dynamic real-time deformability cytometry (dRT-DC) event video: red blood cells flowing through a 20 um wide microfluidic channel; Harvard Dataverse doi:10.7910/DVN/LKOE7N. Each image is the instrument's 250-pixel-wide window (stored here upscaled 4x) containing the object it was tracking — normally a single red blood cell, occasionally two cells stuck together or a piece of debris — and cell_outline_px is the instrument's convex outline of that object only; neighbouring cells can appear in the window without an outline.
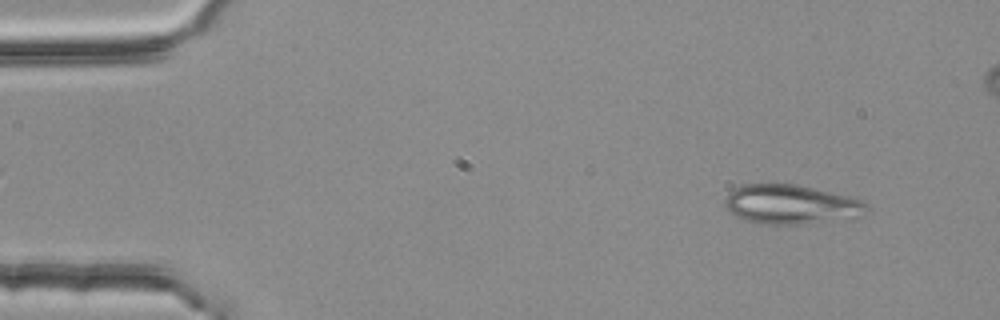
{"species": "common noctule bat (a hibernating species)", "species_latin": "Nyctalus noctula", "temperature_condition": "room temperature", "stored_images_in_passage": 5, "camera_frame_rate_fps": 3000, "um_per_image_px": 0.085, "animal": {"sex": "female", "body_mass_g": 25.1}, "frame": {"image": 1, "passage_image": 5, "time_ms": 1.333, "image_size_px": [1000, 320], "cell_outline_px": [[868, 208], [864, 216], [800, 224], [764, 224], [748, 220], [736, 216], [728, 212], [724, 204], [724, 200], [728, 192], [744, 184], [796, 184], [852, 196], [860, 200]], "centroid_in_image_um": [67.22, 17.36], "position_along_channel_um": 17.8, "area_um2": 32.43}}